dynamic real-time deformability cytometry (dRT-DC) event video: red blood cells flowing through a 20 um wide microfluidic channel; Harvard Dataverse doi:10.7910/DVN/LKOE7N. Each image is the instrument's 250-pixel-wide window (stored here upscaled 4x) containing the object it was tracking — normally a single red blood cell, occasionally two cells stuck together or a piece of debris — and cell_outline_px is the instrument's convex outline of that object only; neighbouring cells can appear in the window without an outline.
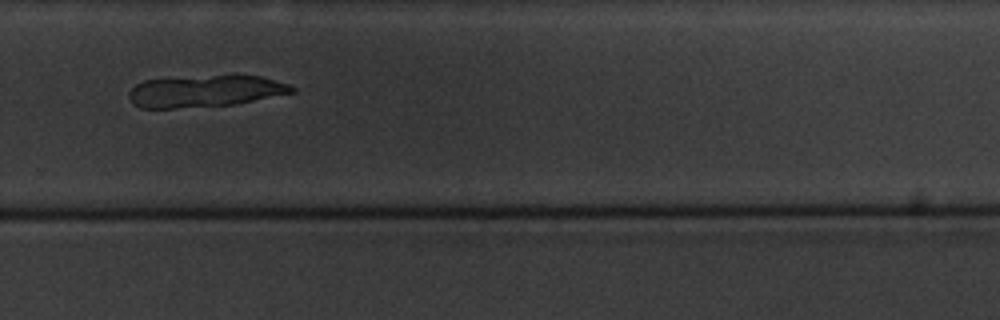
{"species": "common noctule bat (a hibernating species)", "species_latin": "Nyctalus noctula", "temperature_condition": "cold", "stored_images_in_passage": 17, "segment_of_instrument_passage": [2, 2], "camera_frame_rate_fps": 3000, "um_per_image_px": 0.085, "animal": {"sex": "male", "body_mass_g": 20.1, "forearm_length_mm": 53.5}, "frame": {"image": 1, "passage_image": 12, "time_ms": 13.667, "image_size_px": [1000, 320], "cell_outline_px": [[296, 92], [236, 104], [176, 108], [140, 108], [132, 104], [128, 96], [128, 92], [136, 84], [144, 80], [232, 72], [236, 72], [260, 76], [288, 84], [296, 88]], "centroid_in_image_um": [17.47, 7.7], "position_along_channel_um": 312.3, "area_um2": 31.33}}
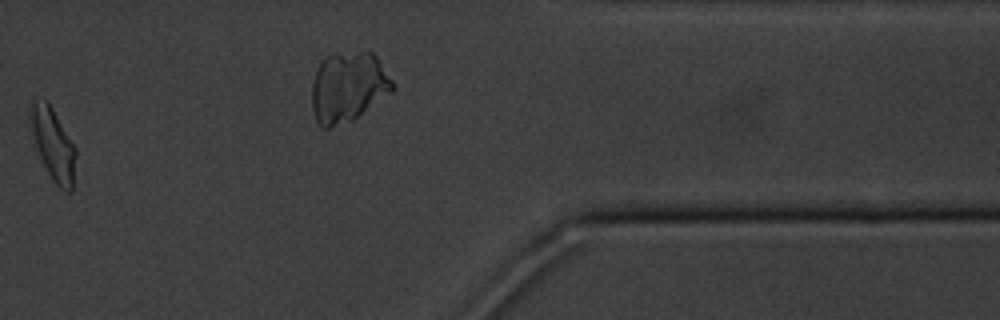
{"frame": {"image": 2, "passage_image": 14, "time_ms": 16.0, "image_size_px": [1000, 320], "cell_outline_px": [[76, 156], [72, 192], [68, 192], [60, 188], [52, 180], [40, 156], [36, 144], [32, 128], [32, 104], [36, 96], [48, 100], [76, 148]], "centroid_in_image_um": [4.57, 12.26], "position_along_channel_um": 406.8, "area_um2": 18.55}}